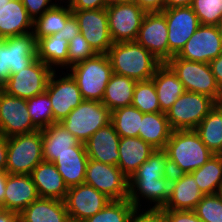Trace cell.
Returning <instances> with one entry per match:
<instances>
[{
	"mask_svg": "<svg viewBox=\"0 0 222 222\" xmlns=\"http://www.w3.org/2000/svg\"><path fill=\"white\" fill-rule=\"evenodd\" d=\"M97 53L90 44L85 40L81 33L77 34L69 41L68 46V66H72L95 56Z\"/></svg>",
	"mask_w": 222,
	"mask_h": 222,
	"instance_id": "obj_43",
	"label": "cell"
},
{
	"mask_svg": "<svg viewBox=\"0 0 222 222\" xmlns=\"http://www.w3.org/2000/svg\"><path fill=\"white\" fill-rule=\"evenodd\" d=\"M136 82L132 78L113 73L103 94L102 103L111 112L131 106Z\"/></svg>",
	"mask_w": 222,
	"mask_h": 222,
	"instance_id": "obj_31",
	"label": "cell"
},
{
	"mask_svg": "<svg viewBox=\"0 0 222 222\" xmlns=\"http://www.w3.org/2000/svg\"><path fill=\"white\" fill-rule=\"evenodd\" d=\"M109 123L111 111L102 102L93 100H83L60 122L82 143Z\"/></svg>",
	"mask_w": 222,
	"mask_h": 222,
	"instance_id": "obj_7",
	"label": "cell"
},
{
	"mask_svg": "<svg viewBox=\"0 0 222 222\" xmlns=\"http://www.w3.org/2000/svg\"><path fill=\"white\" fill-rule=\"evenodd\" d=\"M54 70L37 58L30 66L11 74L1 89L9 95L27 100L46 91Z\"/></svg>",
	"mask_w": 222,
	"mask_h": 222,
	"instance_id": "obj_11",
	"label": "cell"
},
{
	"mask_svg": "<svg viewBox=\"0 0 222 222\" xmlns=\"http://www.w3.org/2000/svg\"><path fill=\"white\" fill-rule=\"evenodd\" d=\"M22 4L26 8L28 15L33 21L41 16L44 12L51 9L56 3H52L51 0H21ZM51 2V4H50ZM50 4V5H48Z\"/></svg>",
	"mask_w": 222,
	"mask_h": 222,
	"instance_id": "obj_45",
	"label": "cell"
},
{
	"mask_svg": "<svg viewBox=\"0 0 222 222\" xmlns=\"http://www.w3.org/2000/svg\"><path fill=\"white\" fill-rule=\"evenodd\" d=\"M18 219V213L0 208V222H16Z\"/></svg>",
	"mask_w": 222,
	"mask_h": 222,
	"instance_id": "obj_52",
	"label": "cell"
},
{
	"mask_svg": "<svg viewBox=\"0 0 222 222\" xmlns=\"http://www.w3.org/2000/svg\"><path fill=\"white\" fill-rule=\"evenodd\" d=\"M166 64L177 75L185 91L207 95L217 103H222V93L209 63L187 61L173 56Z\"/></svg>",
	"mask_w": 222,
	"mask_h": 222,
	"instance_id": "obj_5",
	"label": "cell"
},
{
	"mask_svg": "<svg viewBox=\"0 0 222 222\" xmlns=\"http://www.w3.org/2000/svg\"><path fill=\"white\" fill-rule=\"evenodd\" d=\"M113 73L136 81L150 80L162 64L152 53L136 41L116 42L107 52Z\"/></svg>",
	"mask_w": 222,
	"mask_h": 222,
	"instance_id": "obj_2",
	"label": "cell"
},
{
	"mask_svg": "<svg viewBox=\"0 0 222 222\" xmlns=\"http://www.w3.org/2000/svg\"><path fill=\"white\" fill-rule=\"evenodd\" d=\"M80 33V28L78 25V21L74 15H72L66 22L64 28L59 31L57 34L62 36L63 39L70 41L77 34Z\"/></svg>",
	"mask_w": 222,
	"mask_h": 222,
	"instance_id": "obj_48",
	"label": "cell"
},
{
	"mask_svg": "<svg viewBox=\"0 0 222 222\" xmlns=\"http://www.w3.org/2000/svg\"><path fill=\"white\" fill-rule=\"evenodd\" d=\"M204 194L220 193L222 189V155H213L202 167L191 172Z\"/></svg>",
	"mask_w": 222,
	"mask_h": 222,
	"instance_id": "obj_35",
	"label": "cell"
},
{
	"mask_svg": "<svg viewBox=\"0 0 222 222\" xmlns=\"http://www.w3.org/2000/svg\"><path fill=\"white\" fill-rule=\"evenodd\" d=\"M85 143L73 146L72 151L64 152L53 162L68 188L84 184L88 164Z\"/></svg>",
	"mask_w": 222,
	"mask_h": 222,
	"instance_id": "obj_23",
	"label": "cell"
},
{
	"mask_svg": "<svg viewBox=\"0 0 222 222\" xmlns=\"http://www.w3.org/2000/svg\"><path fill=\"white\" fill-rule=\"evenodd\" d=\"M194 211L203 222H222V195H204Z\"/></svg>",
	"mask_w": 222,
	"mask_h": 222,
	"instance_id": "obj_41",
	"label": "cell"
},
{
	"mask_svg": "<svg viewBox=\"0 0 222 222\" xmlns=\"http://www.w3.org/2000/svg\"><path fill=\"white\" fill-rule=\"evenodd\" d=\"M132 106L143 114L160 112V105L154 82L137 81L134 89Z\"/></svg>",
	"mask_w": 222,
	"mask_h": 222,
	"instance_id": "obj_40",
	"label": "cell"
},
{
	"mask_svg": "<svg viewBox=\"0 0 222 222\" xmlns=\"http://www.w3.org/2000/svg\"><path fill=\"white\" fill-rule=\"evenodd\" d=\"M222 54V37L213 25L197 28L176 57L187 61L209 63Z\"/></svg>",
	"mask_w": 222,
	"mask_h": 222,
	"instance_id": "obj_14",
	"label": "cell"
},
{
	"mask_svg": "<svg viewBox=\"0 0 222 222\" xmlns=\"http://www.w3.org/2000/svg\"><path fill=\"white\" fill-rule=\"evenodd\" d=\"M42 142L41 130L9 137L6 172L30 175L43 161Z\"/></svg>",
	"mask_w": 222,
	"mask_h": 222,
	"instance_id": "obj_6",
	"label": "cell"
},
{
	"mask_svg": "<svg viewBox=\"0 0 222 222\" xmlns=\"http://www.w3.org/2000/svg\"><path fill=\"white\" fill-rule=\"evenodd\" d=\"M39 198L31 175L8 174L4 194V209L21 213Z\"/></svg>",
	"mask_w": 222,
	"mask_h": 222,
	"instance_id": "obj_20",
	"label": "cell"
},
{
	"mask_svg": "<svg viewBox=\"0 0 222 222\" xmlns=\"http://www.w3.org/2000/svg\"><path fill=\"white\" fill-rule=\"evenodd\" d=\"M168 222H203L194 210H164Z\"/></svg>",
	"mask_w": 222,
	"mask_h": 222,
	"instance_id": "obj_46",
	"label": "cell"
},
{
	"mask_svg": "<svg viewBox=\"0 0 222 222\" xmlns=\"http://www.w3.org/2000/svg\"><path fill=\"white\" fill-rule=\"evenodd\" d=\"M118 151L120 158L117 166L130 179L155 148L139 137H120Z\"/></svg>",
	"mask_w": 222,
	"mask_h": 222,
	"instance_id": "obj_26",
	"label": "cell"
},
{
	"mask_svg": "<svg viewBox=\"0 0 222 222\" xmlns=\"http://www.w3.org/2000/svg\"><path fill=\"white\" fill-rule=\"evenodd\" d=\"M9 1H11V0H0V8L5 6Z\"/></svg>",
	"mask_w": 222,
	"mask_h": 222,
	"instance_id": "obj_57",
	"label": "cell"
},
{
	"mask_svg": "<svg viewBox=\"0 0 222 222\" xmlns=\"http://www.w3.org/2000/svg\"><path fill=\"white\" fill-rule=\"evenodd\" d=\"M168 28L169 59L176 56L200 26L191 6L164 9Z\"/></svg>",
	"mask_w": 222,
	"mask_h": 222,
	"instance_id": "obj_17",
	"label": "cell"
},
{
	"mask_svg": "<svg viewBox=\"0 0 222 222\" xmlns=\"http://www.w3.org/2000/svg\"><path fill=\"white\" fill-rule=\"evenodd\" d=\"M8 173L6 171H0V208L4 209V194Z\"/></svg>",
	"mask_w": 222,
	"mask_h": 222,
	"instance_id": "obj_54",
	"label": "cell"
},
{
	"mask_svg": "<svg viewBox=\"0 0 222 222\" xmlns=\"http://www.w3.org/2000/svg\"><path fill=\"white\" fill-rule=\"evenodd\" d=\"M170 175L172 174L170 172L167 153L164 149H155L129 180H154Z\"/></svg>",
	"mask_w": 222,
	"mask_h": 222,
	"instance_id": "obj_37",
	"label": "cell"
},
{
	"mask_svg": "<svg viewBox=\"0 0 222 222\" xmlns=\"http://www.w3.org/2000/svg\"><path fill=\"white\" fill-rule=\"evenodd\" d=\"M191 7L200 24L216 26L222 19V0H193Z\"/></svg>",
	"mask_w": 222,
	"mask_h": 222,
	"instance_id": "obj_42",
	"label": "cell"
},
{
	"mask_svg": "<svg viewBox=\"0 0 222 222\" xmlns=\"http://www.w3.org/2000/svg\"><path fill=\"white\" fill-rule=\"evenodd\" d=\"M30 118L38 130L56 123L53 119L52 103L46 92L26 100Z\"/></svg>",
	"mask_w": 222,
	"mask_h": 222,
	"instance_id": "obj_39",
	"label": "cell"
},
{
	"mask_svg": "<svg viewBox=\"0 0 222 222\" xmlns=\"http://www.w3.org/2000/svg\"><path fill=\"white\" fill-rule=\"evenodd\" d=\"M107 6V0H75L70 7L71 10H96Z\"/></svg>",
	"mask_w": 222,
	"mask_h": 222,
	"instance_id": "obj_47",
	"label": "cell"
},
{
	"mask_svg": "<svg viewBox=\"0 0 222 222\" xmlns=\"http://www.w3.org/2000/svg\"><path fill=\"white\" fill-rule=\"evenodd\" d=\"M39 198L65 200L68 187L53 162L42 161L31 172Z\"/></svg>",
	"mask_w": 222,
	"mask_h": 222,
	"instance_id": "obj_24",
	"label": "cell"
},
{
	"mask_svg": "<svg viewBox=\"0 0 222 222\" xmlns=\"http://www.w3.org/2000/svg\"><path fill=\"white\" fill-rule=\"evenodd\" d=\"M80 33L97 54H107L113 41L108 29L106 8L96 10H72Z\"/></svg>",
	"mask_w": 222,
	"mask_h": 222,
	"instance_id": "obj_16",
	"label": "cell"
},
{
	"mask_svg": "<svg viewBox=\"0 0 222 222\" xmlns=\"http://www.w3.org/2000/svg\"><path fill=\"white\" fill-rule=\"evenodd\" d=\"M135 209L129 199L110 200L103 209L83 222H131Z\"/></svg>",
	"mask_w": 222,
	"mask_h": 222,
	"instance_id": "obj_38",
	"label": "cell"
},
{
	"mask_svg": "<svg viewBox=\"0 0 222 222\" xmlns=\"http://www.w3.org/2000/svg\"><path fill=\"white\" fill-rule=\"evenodd\" d=\"M193 0H165V9L174 7H188L192 5Z\"/></svg>",
	"mask_w": 222,
	"mask_h": 222,
	"instance_id": "obj_53",
	"label": "cell"
},
{
	"mask_svg": "<svg viewBox=\"0 0 222 222\" xmlns=\"http://www.w3.org/2000/svg\"><path fill=\"white\" fill-rule=\"evenodd\" d=\"M142 120L143 113L132 105L111 112V123L120 137H138Z\"/></svg>",
	"mask_w": 222,
	"mask_h": 222,
	"instance_id": "obj_36",
	"label": "cell"
},
{
	"mask_svg": "<svg viewBox=\"0 0 222 222\" xmlns=\"http://www.w3.org/2000/svg\"><path fill=\"white\" fill-rule=\"evenodd\" d=\"M84 183L104 193L111 200L128 199L129 178L118 166L89 159Z\"/></svg>",
	"mask_w": 222,
	"mask_h": 222,
	"instance_id": "obj_9",
	"label": "cell"
},
{
	"mask_svg": "<svg viewBox=\"0 0 222 222\" xmlns=\"http://www.w3.org/2000/svg\"><path fill=\"white\" fill-rule=\"evenodd\" d=\"M36 130L26 99L9 95L0 89V132L9 138Z\"/></svg>",
	"mask_w": 222,
	"mask_h": 222,
	"instance_id": "obj_12",
	"label": "cell"
},
{
	"mask_svg": "<svg viewBox=\"0 0 222 222\" xmlns=\"http://www.w3.org/2000/svg\"><path fill=\"white\" fill-rule=\"evenodd\" d=\"M164 150L171 174L191 173L215 155L194 129L173 130Z\"/></svg>",
	"mask_w": 222,
	"mask_h": 222,
	"instance_id": "obj_1",
	"label": "cell"
},
{
	"mask_svg": "<svg viewBox=\"0 0 222 222\" xmlns=\"http://www.w3.org/2000/svg\"><path fill=\"white\" fill-rule=\"evenodd\" d=\"M55 72L54 70L50 75L45 92L52 103L53 119L56 123H60L84 99L71 74L55 80Z\"/></svg>",
	"mask_w": 222,
	"mask_h": 222,
	"instance_id": "obj_15",
	"label": "cell"
},
{
	"mask_svg": "<svg viewBox=\"0 0 222 222\" xmlns=\"http://www.w3.org/2000/svg\"><path fill=\"white\" fill-rule=\"evenodd\" d=\"M146 12H162L165 9V0H134Z\"/></svg>",
	"mask_w": 222,
	"mask_h": 222,
	"instance_id": "obj_49",
	"label": "cell"
},
{
	"mask_svg": "<svg viewBox=\"0 0 222 222\" xmlns=\"http://www.w3.org/2000/svg\"><path fill=\"white\" fill-rule=\"evenodd\" d=\"M134 0H107L108 5L111 4H122V3H132Z\"/></svg>",
	"mask_w": 222,
	"mask_h": 222,
	"instance_id": "obj_55",
	"label": "cell"
},
{
	"mask_svg": "<svg viewBox=\"0 0 222 222\" xmlns=\"http://www.w3.org/2000/svg\"><path fill=\"white\" fill-rule=\"evenodd\" d=\"M111 199L87 184L68 188L64 200L71 222H83L103 209Z\"/></svg>",
	"mask_w": 222,
	"mask_h": 222,
	"instance_id": "obj_13",
	"label": "cell"
},
{
	"mask_svg": "<svg viewBox=\"0 0 222 222\" xmlns=\"http://www.w3.org/2000/svg\"><path fill=\"white\" fill-rule=\"evenodd\" d=\"M21 222H70L63 200L38 198L19 213Z\"/></svg>",
	"mask_w": 222,
	"mask_h": 222,
	"instance_id": "obj_27",
	"label": "cell"
},
{
	"mask_svg": "<svg viewBox=\"0 0 222 222\" xmlns=\"http://www.w3.org/2000/svg\"><path fill=\"white\" fill-rule=\"evenodd\" d=\"M218 32L220 36L222 37V19L219 21V23L216 25Z\"/></svg>",
	"mask_w": 222,
	"mask_h": 222,
	"instance_id": "obj_56",
	"label": "cell"
},
{
	"mask_svg": "<svg viewBox=\"0 0 222 222\" xmlns=\"http://www.w3.org/2000/svg\"><path fill=\"white\" fill-rule=\"evenodd\" d=\"M156 88L160 112L167 113L177 99L185 92L177 75L166 64L162 63L151 78Z\"/></svg>",
	"mask_w": 222,
	"mask_h": 222,
	"instance_id": "obj_28",
	"label": "cell"
},
{
	"mask_svg": "<svg viewBox=\"0 0 222 222\" xmlns=\"http://www.w3.org/2000/svg\"><path fill=\"white\" fill-rule=\"evenodd\" d=\"M68 46L69 41L57 33L40 38L37 41V58L51 69L57 65L68 66Z\"/></svg>",
	"mask_w": 222,
	"mask_h": 222,
	"instance_id": "obj_33",
	"label": "cell"
},
{
	"mask_svg": "<svg viewBox=\"0 0 222 222\" xmlns=\"http://www.w3.org/2000/svg\"><path fill=\"white\" fill-rule=\"evenodd\" d=\"M171 187L172 175L154 180H129L128 199L135 208L139 209L140 198L138 197L141 194L140 196L155 203L152 208L163 209L170 198Z\"/></svg>",
	"mask_w": 222,
	"mask_h": 222,
	"instance_id": "obj_21",
	"label": "cell"
},
{
	"mask_svg": "<svg viewBox=\"0 0 222 222\" xmlns=\"http://www.w3.org/2000/svg\"><path fill=\"white\" fill-rule=\"evenodd\" d=\"M215 155H222V103H217L194 129Z\"/></svg>",
	"mask_w": 222,
	"mask_h": 222,
	"instance_id": "obj_32",
	"label": "cell"
},
{
	"mask_svg": "<svg viewBox=\"0 0 222 222\" xmlns=\"http://www.w3.org/2000/svg\"><path fill=\"white\" fill-rule=\"evenodd\" d=\"M70 71L84 100L102 102L106 86L113 74L107 54H96L72 66Z\"/></svg>",
	"mask_w": 222,
	"mask_h": 222,
	"instance_id": "obj_3",
	"label": "cell"
},
{
	"mask_svg": "<svg viewBox=\"0 0 222 222\" xmlns=\"http://www.w3.org/2000/svg\"><path fill=\"white\" fill-rule=\"evenodd\" d=\"M138 210L140 209L134 210L131 222H168L164 209L150 208L141 214L137 213Z\"/></svg>",
	"mask_w": 222,
	"mask_h": 222,
	"instance_id": "obj_44",
	"label": "cell"
},
{
	"mask_svg": "<svg viewBox=\"0 0 222 222\" xmlns=\"http://www.w3.org/2000/svg\"><path fill=\"white\" fill-rule=\"evenodd\" d=\"M106 11L113 43L136 41L147 12L134 2L111 4L106 7Z\"/></svg>",
	"mask_w": 222,
	"mask_h": 222,
	"instance_id": "obj_10",
	"label": "cell"
},
{
	"mask_svg": "<svg viewBox=\"0 0 222 222\" xmlns=\"http://www.w3.org/2000/svg\"><path fill=\"white\" fill-rule=\"evenodd\" d=\"M136 42L144 46L162 63L169 60L167 21L162 12L145 14Z\"/></svg>",
	"mask_w": 222,
	"mask_h": 222,
	"instance_id": "obj_18",
	"label": "cell"
},
{
	"mask_svg": "<svg viewBox=\"0 0 222 222\" xmlns=\"http://www.w3.org/2000/svg\"><path fill=\"white\" fill-rule=\"evenodd\" d=\"M72 15L70 6L54 5L34 20L33 33L36 40L61 31Z\"/></svg>",
	"mask_w": 222,
	"mask_h": 222,
	"instance_id": "obj_34",
	"label": "cell"
},
{
	"mask_svg": "<svg viewBox=\"0 0 222 222\" xmlns=\"http://www.w3.org/2000/svg\"><path fill=\"white\" fill-rule=\"evenodd\" d=\"M43 161L54 162L59 155L72 151L81 142L60 123H54L43 130Z\"/></svg>",
	"mask_w": 222,
	"mask_h": 222,
	"instance_id": "obj_29",
	"label": "cell"
},
{
	"mask_svg": "<svg viewBox=\"0 0 222 222\" xmlns=\"http://www.w3.org/2000/svg\"><path fill=\"white\" fill-rule=\"evenodd\" d=\"M204 194L191 173L172 174L171 194L164 210H194Z\"/></svg>",
	"mask_w": 222,
	"mask_h": 222,
	"instance_id": "obj_22",
	"label": "cell"
},
{
	"mask_svg": "<svg viewBox=\"0 0 222 222\" xmlns=\"http://www.w3.org/2000/svg\"><path fill=\"white\" fill-rule=\"evenodd\" d=\"M8 138L0 132V171H6Z\"/></svg>",
	"mask_w": 222,
	"mask_h": 222,
	"instance_id": "obj_51",
	"label": "cell"
},
{
	"mask_svg": "<svg viewBox=\"0 0 222 222\" xmlns=\"http://www.w3.org/2000/svg\"><path fill=\"white\" fill-rule=\"evenodd\" d=\"M33 22L22 1L11 0L0 8V38L5 39L33 32Z\"/></svg>",
	"mask_w": 222,
	"mask_h": 222,
	"instance_id": "obj_25",
	"label": "cell"
},
{
	"mask_svg": "<svg viewBox=\"0 0 222 222\" xmlns=\"http://www.w3.org/2000/svg\"><path fill=\"white\" fill-rule=\"evenodd\" d=\"M69 2H68V6H71L74 2H75V0H68Z\"/></svg>",
	"mask_w": 222,
	"mask_h": 222,
	"instance_id": "obj_58",
	"label": "cell"
},
{
	"mask_svg": "<svg viewBox=\"0 0 222 222\" xmlns=\"http://www.w3.org/2000/svg\"><path fill=\"white\" fill-rule=\"evenodd\" d=\"M172 131L166 113H147L143 114L138 137L155 149H164Z\"/></svg>",
	"mask_w": 222,
	"mask_h": 222,
	"instance_id": "obj_30",
	"label": "cell"
},
{
	"mask_svg": "<svg viewBox=\"0 0 222 222\" xmlns=\"http://www.w3.org/2000/svg\"><path fill=\"white\" fill-rule=\"evenodd\" d=\"M218 87L222 93V54L209 62Z\"/></svg>",
	"mask_w": 222,
	"mask_h": 222,
	"instance_id": "obj_50",
	"label": "cell"
},
{
	"mask_svg": "<svg viewBox=\"0 0 222 222\" xmlns=\"http://www.w3.org/2000/svg\"><path fill=\"white\" fill-rule=\"evenodd\" d=\"M37 59V40L33 32L0 38V89L11 74L30 66Z\"/></svg>",
	"mask_w": 222,
	"mask_h": 222,
	"instance_id": "obj_4",
	"label": "cell"
},
{
	"mask_svg": "<svg viewBox=\"0 0 222 222\" xmlns=\"http://www.w3.org/2000/svg\"><path fill=\"white\" fill-rule=\"evenodd\" d=\"M120 136L112 123L98 129L86 142V152L89 159L108 165L119 163Z\"/></svg>",
	"mask_w": 222,
	"mask_h": 222,
	"instance_id": "obj_19",
	"label": "cell"
},
{
	"mask_svg": "<svg viewBox=\"0 0 222 222\" xmlns=\"http://www.w3.org/2000/svg\"><path fill=\"white\" fill-rule=\"evenodd\" d=\"M217 102L207 95L185 91L166 113L172 130L195 129Z\"/></svg>",
	"mask_w": 222,
	"mask_h": 222,
	"instance_id": "obj_8",
	"label": "cell"
}]
</instances>
